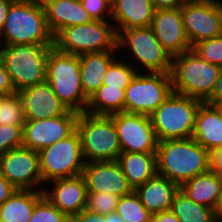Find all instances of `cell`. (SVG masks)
I'll return each instance as SVG.
<instances>
[{
	"label": "cell",
	"mask_w": 222,
	"mask_h": 222,
	"mask_svg": "<svg viewBox=\"0 0 222 222\" xmlns=\"http://www.w3.org/2000/svg\"><path fill=\"white\" fill-rule=\"evenodd\" d=\"M110 117L122 152L156 153L158 140L150 116L123 111Z\"/></svg>",
	"instance_id": "cell-14"
},
{
	"label": "cell",
	"mask_w": 222,
	"mask_h": 222,
	"mask_svg": "<svg viewBox=\"0 0 222 222\" xmlns=\"http://www.w3.org/2000/svg\"><path fill=\"white\" fill-rule=\"evenodd\" d=\"M215 214H216L217 220L222 219V193L220 195V199L216 207Z\"/></svg>",
	"instance_id": "cell-47"
},
{
	"label": "cell",
	"mask_w": 222,
	"mask_h": 222,
	"mask_svg": "<svg viewBox=\"0 0 222 222\" xmlns=\"http://www.w3.org/2000/svg\"><path fill=\"white\" fill-rule=\"evenodd\" d=\"M214 105L218 108V110H219V112H220V114H221V116H222V102H220V103H215Z\"/></svg>",
	"instance_id": "cell-48"
},
{
	"label": "cell",
	"mask_w": 222,
	"mask_h": 222,
	"mask_svg": "<svg viewBox=\"0 0 222 222\" xmlns=\"http://www.w3.org/2000/svg\"><path fill=\"white\" fill-rule=\"evenodd\" d=\"M186 0H152L155 10L177 9L180 8Z\"/></svg>",
	"instance_id": "cell-43"
},
{
	"label": "cell",
	"mask_w": 222,
	"mask_h": 222,
	"mask_svg": "<svg viewBox=\"0 0 222 222\" xmlns=\"http://www.w3.org/2000/svg\"><path fill=\"white\" fill-rule=\"evenodd\" d=\"M125 90L102 85L89 99L85 112L110 116L124 111Z\"/></svg>",
	"instance_id": "cell-28"
},
{
	"label": "cell",
	"mask_w": 222,
	"mask_h": 222,
	"mask_svg": "<svg viewBox=\"0 0 222 222\" xmlns=\"http://www.w3.org/2000/svg\"><path fill=\"white\" fill-rule=\"evenodd\" d=\"M39 162L43 185L54 179L81 175L86 162L78 131L41 149Z\"/></svg>",
	"instance_id": "cell-10"
},
{
	"label": "cell",
	"mask_w": 222,
	"mask_h": 222,
	"mask_svg": "<svg viewBox=\"0 0 222 222\" xmlns=\"http://www.w3.org/2000/svg\"><path fill=\"white\" fill-rule=\"evenodd\" d=\"M205 102L209 104L222 102V68L218 75V79L215 82L212 94Z\"/></svg>",
	"instance_id": "cell-42"
},
{
	"label": "cell",
	"mask_w": 222,
	"mask_h": 222,
	"mask_svg": "<svg viewBox=\"0 0 222 222\" xmlns=\"http://www.w3.org/2000/svg\"><path fill=\"white\" fill-rule=\"evenodd\" d=\"M46 73V80L64 106L70 111L85 112L89 98L81 86L79 56L53 46L47 58Z\"/></svg>",
	"instance_id": "cell-4"
},
{
	"label": "cell",
	"mask_w": 222,
	"mask_h": 222,
	"mask_svg": "<svg viewBox=\"0 0 222 222\" xmlns=\"http://www.w3.org/2000/svg\"><path fill=\"white\" fill-rule=\"evenodd\" d=\"M66 222H104V215L84 209L79 214L68 217Z\"/></svg>",
	"instance_id": "cell-39"
},
{
	"label": "cell",
	"mask_w": 222,
	"mask_h": 222,
	"mask_svg": "<svg viewBox=\"0 0 222 222\" xmlns=\"http://www.w3.org/2000/svg\"><path fill=\"white\" fill-rule=\"evenodd\" d=\"M119 52V50H107L79 56L81 86L88 98L103 85L105 74Z\"/></svg>",
	"instance_id": "cell-23"
},
{
	"label": "cell",
	"mask_w": 222,
	"mask_h": 222,
	"mask_svg": "<svg viewBox=\"0 0 222 222\" xmlns=\"http://www.w3.org/2000/svg\"><path fill=\"white\" fill-rule=\"evenodd\" d=\"M117 161L133 189L157 173L156 153L122 152Z\"/></svg>",
	"instance_id": "cell-26"
},
{
	"label": "cell",
	"mask_w": 222,
	"mask_h": 222,
	"mask_svg": "<svg viewBox=\"0 0 222 222\" xmlns=\"http://www.w3.org/2000/svg\"><path fill=\"white\" fill-rule=\"evenodd\" d=\"M111 6V21L117 34L121 30L152 24L155 12L152 0H112Z\"/></svg>",
	"instance_id": "cell-21"
},
{
	"label": "cell",
	"mask_w": 222,
	"mask_h": 222,
	"mask_svg": "<svg viewBox=\"0 0 222 222\" xmlns=\"http://www.w3.org/2000/svg\"><path fill=\"white\" fill-rule=\"evenodd\" d=\"M149 222H180V220L171 210H168L152 214Z\"/></svg>",
	"instance_id": "cell-44"
},
{
	"label": "cell",
	"mask_w": 222,
	"mask_h": 222,
	"mask_svg": "<svg viewBox=\"0 0 222 222\" xmlns=\"http://www.w3.org/2000/svg\"><path fill=\"white\" fill-rule=\"evenodd\" d=\"M76 130L86 163L114 161L122 153L117 130L110 116L79 113Z\"/></svg>",
	"instance_id": "cell-8"
},
{
	"label": "cell",
	"mask_w": 222,
	"mask_h": 222,
	"mask_svg": "<svg viewBox=\"0 0 222 222\" xmlns=\"http://www.w3.org/2000/svg\"><path fill=\"white\" fill-rule=\"evenodd\" d=\"M157 173L179 187L196 175L209 171V151L193 137L158 142Z\"/></svg>",
	"instance_id": "cell-1"
},
{
	"label": "cell",
	"mask_w": 222,
	"mask_h": 222,
	"mask_svg": "<svg viewBox=\"0 0 222 222\" xmlns=\"http://www.w3.org/2000/svg\"><path fill=\"white\" fill-rule=\"evenodd\" d=\"M192 50L205 61L222 67V34L198 42Z\"/></svg>",
	"instance_id": "cell-35"
},
{
	"label": "cell",
	"mask_w": 222,
	"mask_h": 222,
	"mask_svg": "<svg viewBox=\"0 0 222 222\" xmlns=\"http://www.w3.org/2000/svg\"><path fill=\"white\" fill-rule=\"evenodd\" d=\"M3 100H4V95L0 94V108L2 107Z\"/></svg>",
	"instance_id": "cell-49"
},
{
	"label": "cell",
	"mask_w": 222,
	"mask_h": 222,
	"mask_svg": "<svg viewBox=\"0 0 222 222\" xmlns=\"http://www.w3.org/2000/svg\"><path fill=\"white\" fill-rule=\"evenodd\" d=\"M179 188L194 202L216 210L222 193V177L209 170L196 175Z\"/></svg>",
	"instance_id": "cell-25"
},
{
	"label": "cell",
	"mask_w": 222,
	"mask_h": 222,
	"mask_svg": "<svg viewBox=\"0 0 222 222\" xmlns=\"http://www.w3.org/2000/svg\"><path fill=\"white\" fill-rule=\"evenodd\" d=\"M203 101L172 92L151 115L158 142L169 139L191 138L196 114Z\"/></svg>",
	"instance_id": "cell-7"
},
{
	"label": "cell",
	"mask_w": 222,
	"mask_h": 222,
	"mask_svg": "<svg viewBox=\"0 0 222 222\" xmlns=\"http://www.w3.org/2000/svg\"><path fill=\"white\" fill-rule=\"evenodd\" d=\"M151 27L171 58L192 49L185 34L181 7L155 10Z\"/></svg>",
	"instance_id": "cell-17"
},
{
	"label": "cell",
	"mask_w": 222,
	"mask_h": 222,
	"mask_svg": "<svg viewBox=\"0 0 222 222\" xmlns=\"http://www.w3.org/2000/svg\"><path fill=\"white\" fill-rule=\"evenodd\" d=\"M221 68L192 49L174 56L170 72L173 92L205 102L212 94Z\"/></svg>",
	"instance_id": "cell-3"
},
{
	"label": "cell",
	"mask_w": 222,
	"mask_h": 222,
	"mask_svg": "<svg viewBox=\"0 0 222 222\" xmlns=\"http://www.w3.org/2000/svg\"><path fill=\"white\" fill-rule=\"evenodd\" d=\"M0 169L17 190H44L38 151L23 146L10 149L0 156Z\"/></svg>",
	"instance_id": "cell-13"
},
{
	"label": "cell",
	"mask_w": 222,
	"mask_h": 222,
	"mask_svg": "<svg viewBox=\"0 0 222 222\" xmlns=\"http://www.w3.org/2000/svg\"><path fill=\"white\" fill-rule=\"evenodd\" d=\"M192 137L209 152L222 146V116L214 104H200Z\"/></svg>",
	"instance_id": "cell-24"
},
{
	"label": "cell",
	"mask_w": 222,
	"mask_h": 222,
	"mask_svg": "<svg viewBox=\"0 0 222 222\" xmlns=\"http://www.w3.org/2000/svg\"><path fill=\"white\" fill-rule=\"evenodd\" d=\"M14 0H0V31L6 20L7 11Z\"/></svg>",
	"instance_id": "cell-45"
},
{
	"label": "cell",
	"mask_w": 222,
	"mask_h": 222,
	"mask_svg": "<svg viewBox=\"0 0 222 222\" xmlns=\"http://www.w3.org/2000/svg\"><path fill=\"white\" fill-rule=\"evenodd\" d=\"M209 170L222 177V146L209 152Z\"/></svg>",
	"instance_id": "cell-40"
},
{
	"label": "cell",
	"mask_w": 222,
	"mask_h": 222,
	"mask_svg": "<svg viewBox=\"0 0 222 222\" xmlns=\"http://www.w3.org/2000/svg\"><path fill=\"white\" fill-rule=\"evenodd\" d=\"M172 92L170 73L138 72L125 89L124 112L150 116Z\"/></svg>",
	"instance_id": "cell-11"
},
{
	"label": "cell",
	"mask_w": 222,
	"mask_h": 222,
	"mask_svg": "<svg viewBox=\"0 0 222 222\" xmlns=\"http://www.w3.org/2000/svg\"><path fill=\"white\" fill-rule=\"evenodd\" d=\"M82 175L88 192H108L119 197L134 192L117 160L85 163Z\"/></svg>",
	"instance_id": "cell-16"
},
{
	"label": "cell",
	"mask_w": 222,
	"mask_h": 222,
	"mask_svg": "<svg viewBox=\"0 0 222 222\" xmlns=\"http://www.w3.org/2000/svg\"><path fill=\"white\" fill-rule=\"evenodd\" d=\"M53 46L0 45V56L17 92L46 81L47 58Z\"/></svg>",
	"instance_id": "cell-5"
},
{
	"label": "cell",
	"mask_w": 222,
	"mask_h": 222,
	"mask_svg": "<svg viewBox=\"0 0 222 222\" xmlns=\"http://www.w3.org/2000/svg\"><path fill=\"white\" fill-rule=\"evenodd\" d=\"M119 57L110 64L103 79V85L125 90L138 72L130 62L126 59L124 61V58L121 60V56Z\"/></svg>",
	"instance_id": "cell-30"
},
{
	"label": "cell",
	"mask_w": 222,
	"mask_h": 222,
	"mask_svg": "<svg viewBox=\"0 0 222 222\" xmlns=\"http://www.w3.org/2000/svg\"><path fill=\"white\" fill-rule=\"evenodd\" d=\"M17 189L4 177L0 169V206L16 191Z\"/></svg>",
	"instance_id": "cell-41"
},
{
	"label": "cell",
	"mask_w": 222,
	"mask_h": 222,
	"mask_svg": "<svg viewBox=\"0 0 222 222\" xmlns=\"http://www.w3.org/2000/svg\"><path fill=\"white\" fill-rule=\"evenodd\" d=\"M18 93L22 101L25 121L59 117L70 111L54 93L47 80L22 89Z\"/></svg>",
	"instance_id": "cell-18"
},
{
	"label": "cell",
	"mask_w": 222,
	"mask_h": 222,
	"mask_svg": "<svg viewBox=\"0 0 222 222\" xmlns=\"http://www.w3.org/2000/svg\"><path fill=\"white\" fill-rule=\"evenodd\" d=\"M48 27L55 37L65 27L94 21L80 0H41Z\"/></svg>",
	"instance_id": "cell-20"
},
{
	"label": "cell",
	"mask_w": 222,
	"mask_h": 222,
	"mask_svg": "<svg viewBox=\"0 0 222 222\" xmlns=\"http://www.w3.org/2000/svg\"><path fill=\"white\" fill-rule=\"evenodd\" d=\"M112 0H80L83 8L95 21H111Z\"/></svg>",
	"instance_id": "cell-37"
},
{
	"label": "cell",
	"mask_w": 222,
	"mask_h": 222,
	"mask_svg": "<svg viewBox=\"0 0 222 222\" xmlns=\"http://www.w3.org/2000/svg\"><path fill=\"white\" fill-rule=\"evenodd\" d=\"M79 113L69 111L66 115L49 119L25 121L23 147L40 151L68 137L76 130Z\"/></svg>",
	"instance_id": "cell-15"
},
{
	"label": "cell",
	"mask_w": 222,
	"mask_h": 222,
	"mask_svg": "<svg viewBox=\"0 0 222 222\" xmlns=\"http://www.w3.org/2000/svg\"><path fill=\"white\" fill-rule=\"evenodd\" d=\"M181 13L191 47L222 34L221 0H186Z\"/></svg>",
	"instance_id": "cell-12"
},
{
	"label": "cell",
	"mask_w": 222,
	"mask_h": 222,
	"mask_svg": "<svg viewBox=\"0 0 222 222\" xmlns=\"http://www.w3.org/2000/svg\"><path fill=\"white\" fill-rule=\"evenodd\" d=\"M115 26L112 21H92L65 27L54 37V47L64 53L80 56L85 53L117 49Z\"/></svg>",
	"instance_id": "cell-9"
},
{
	"label": "cell",
	"mask_w": 222,
	"mask_h": 222,
	"mask_svg": "<svg viewBox=\"0 0 222 222\" xmlns=\"http://www.w3.org/2000/svg\"><path fill=\"white\" fill-rule=\"evenodd\" d=\"M117 49H124L123 51H126V54H129V58L131 59L126 57L128 59L126 61H133L130 64L137 70V72H171L172 58L163 49V46L156 38L151 26L133 27L121 30L118 33Z\"/></svg>",
	"instance_id": "cell-6"
},
{
	"label": "cell",
	"mask_w": 222,
	"mask_h": 222,
	"mask_svg": "<svg viewBox=\"0 0 222 222\" xmlns=\"http://www.w3.org/2000/svg\"><path fill=\"white\" fill-rule=\"evenodd\" d=\"M23 146V126L0 125V156Z\"/></svg>",
	"instance_id": "cell-36"
},
{
	"label": "cell",
	"mask_w": 222,
	"mask_h": 222,
	"mask_svg": "<svg viewBox=\"0 0 222 222\" xmlns=\"http://www.w3.org/2000/svg\"><path fill=\"white\" fill-rule=\"evenodd\" d=\"M0 44L54 45L41 0H14L11 3L0 31Z\"/></svg>",
	"instance_id": "cell-2"
},
{
	"label": "cell",
	"mask_w": 222,
	"mask_h": 222,
	"mask_svg": "<svg viewBox=\"0 0 222 222\" xmlns=\"http://www.w3.org/2000/svg\"><path fill=\"white\" fill-rule=\"evenodd\" d=\"M120 197L106 192H88L85 210L102 215L116 211Z\"/></svg>",
	"instance_id": "cell-33"
},
{
	"label": "cell",
	"mask_w": 222,
	"mask_h": 222,
	"mask_svg": "<svg viewBox=\"0 0 222 222\" xmlns=\"http://www.w3.org/2000/svg\"><path fill=\"white\" fill-rule=\"evenodd\" d=\"M25 117L19 93L4 95L0 108V125L24 126Z\"/></svg>",
	"instance_id": "cell-32"
},
{
	"label": "cell",
	"mask_w": 222,
	"mask_h": 222,
	"mask_svg": "<svg viewBox=\"0 0 222 222\" xmlns=\"http://www.w3.org/2000/svg\"><path fill=\"white\" fill-rule=\"evenodd\" d=\"M17 93L11 77L6 70L2 57L0 56V94L11 95Z\"/></svg>",
	"instance_id": "cell-38"
},
{
	"label": "cell",
	"mask_w": 222,
	"mask_h": 222,
	"mask_svg": "<svg viewBox=\"0 0 222 222\" xmlns=\"http://www.w3.org/2000/svg\"><path fill=\"white\" fill-rule=\"evenodd\" d=\"M44 186V195L68 217L79 214L85 209L88 190L82 174L54 179Z\"/></svg>",
	"instance_id": "cell-19"
},
{
	"label": "cell",
	"mask_w": 222,
	"mask_h": 222,
	"mask_svg": "<svg viewBox=\"0 0 222 222\" xmlns=\"http://www.w3.org/2000/svg\"><path fill=\"white\" fill-rule=\"evenodd\" d=\"M43 190H16L0 206V222H28Z\"/></svg>",
	"instance_id": "cell-27"
},
{
	"label": "cell",
	"mask_w": 222,
	"mask_h": 222,
	"mask_svg": "<svg viewBox=\"0 0 222 222\" xmlns=\"http://www.w3.org/2000/svg\"><path fill=\"white\" fill-rule=\"evenodd\" d=\"M171 211L180 222H217L215 210L189 199L179 188L175 193Z\"/></svg>",
	"instance_id": "cell-29"
},
{
	"label": "cell",
	"mask_w": 222,
	"mask_h": 222,
	"mask_svg": "<svg viewBox=\"0 0 222 222\" xmlns=\"http://www.w3.org/2000/svg\"><path fill=\"white\" fill-rule=\"evenodd\" d=\"M68 216L54 206L44 195L35 205L28 222H66Z\"/></svg>",
	"instance_id": "cell-34"
},
{
	"label": "cell",
	"mask_w": 222,
	"mask_h": 222,
	"mask_svg": "<svg viewBox=\"0 0 222 222\" xmlns=\"http://www.w3.org/2000/svg\"><path fill=\"white\" fill-rule=\"evenodd\" d=\"M116 212L124 222H149L152 216L135 192L120 197Z\"/></svg>",
	"instance_id": "cell-31"
},
{
	"label": "cell",
	"mask_w": 222,
	"mask_h": 222,
	"mask_svg": "<svg viewBox=\"0 0 222 222\" xmlns=\"http://www.w3.org/2000/svg\"><path fill=\"white\" fill-rule=\"evenodd\" d=\"M179 186L165 176L156 173L143 185L134 189L144 207L151 213L156 214L171 210L175 193Z\"/></svg>",
	"instance_id": "cell-22"
},
{
	"label": "cell",
	"mask_w": 222,
	"mask_h": 222,
	"mask_svg": "<svg viewBox=\"0 0 222 222\" xmlns=\"http://www.w3.org/2000/svg\"><path fill=\"white\" fill-rule=\"evenodd\" d=\"M104 222H124L121 216L115 211L104 215Z\"/></svg>",
	"instance_id": "cell-46"
}]
</instances>
